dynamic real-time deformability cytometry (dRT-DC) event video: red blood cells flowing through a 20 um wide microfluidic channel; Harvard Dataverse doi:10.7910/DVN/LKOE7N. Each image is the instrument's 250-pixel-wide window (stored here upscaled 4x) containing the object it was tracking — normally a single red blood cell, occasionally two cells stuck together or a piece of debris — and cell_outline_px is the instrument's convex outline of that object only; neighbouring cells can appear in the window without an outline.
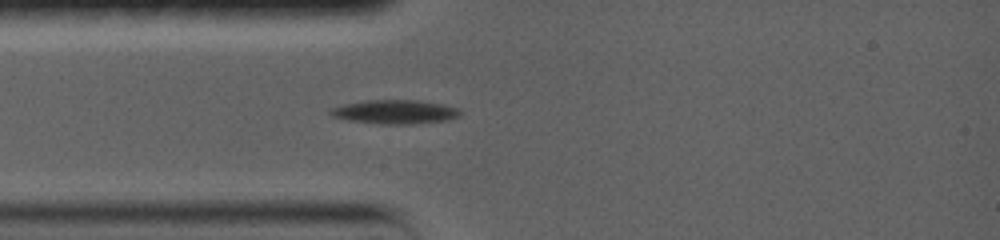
{"species": "common noctule bat (a hibernating species)", "species_latin": "Nyctalus noctula", "temperature_condition": "warm", "stored_images_in_passage": 3, "camera_frame_rate_fps": 5000, "um_per_image_px": 0.085, "animal": {"sex": "female", "body_mass_g": 19.0, "forearm_length_mm": 56.7}, "frame": {"image": 1, "passage_image": 3, "time_ms": 2.0, "image_size_px": [1000, 240], "cell_outline_px": [[460, 116], [444, 120], [408, 124], [380, 124], [348, 120], [336, 116], [332, 112], [332, 108], [348, 104], [376, 100], [408, 100], [436, 104], [456, 108], [460, 112]], "centroid_in_image_um": [33.59, 9.53], "position_along_channel_um": 51.4, "area_um2": 17.05}}